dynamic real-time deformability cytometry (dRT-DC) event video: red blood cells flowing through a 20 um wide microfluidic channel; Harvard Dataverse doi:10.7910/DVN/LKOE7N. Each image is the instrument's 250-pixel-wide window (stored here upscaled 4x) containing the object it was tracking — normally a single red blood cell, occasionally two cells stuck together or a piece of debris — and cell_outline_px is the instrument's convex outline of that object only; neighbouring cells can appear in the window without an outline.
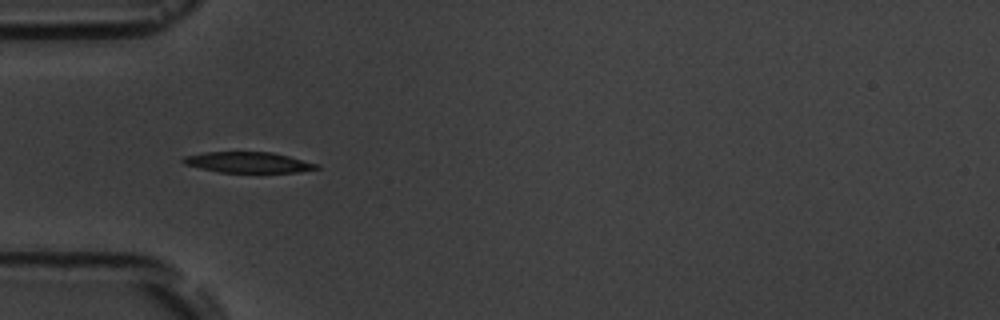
{"species": "common noctule bat (a hibernating species)", "species_latin": "Nyctalus noctula", "temperature_condition": "room temperature", "stored_images_in_passage": 2, "camera_frame_rate_fps": 3000, "um_per_image_px": 0.085, "animal": {"sex": "male", "body_mass_g": 19.5, "forearm_length_mm": 54.6}, "frame": {"image": 1, "passage_image": 1, "time_ms": 0.0, "image_size_px": [1000, 320], "cell_outline_px": [[320, 168], [300, 172], [220, 172], [200, 168], [184, 164], [180, 160], [184, 156], [204, 152], [272, 152], [320, 164]], "centroid_in_image_um": [21.1, 13.8], "position_along_channel_um": 63.9, "area_um2": 16.13}}
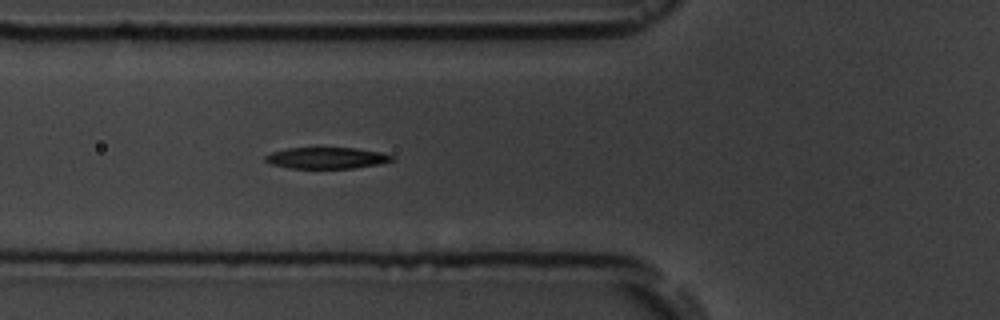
{"frame": {"image": 2, "passage_image": 2, "time_ms": 1.0, "image_size_px": [1000, 320], "cell_outline_px": [[396, 160], [380, 164], [352, 168], [288, 168], [272, 164], [264, 160], [264, 156], [272, 152], [288, 148], [356, 148], [380, 152], [396, 156]], "centroid_in_image_um": [27.81, 13.43], "position_along_channel_um": 98.0, "area_um2": 15.78}}